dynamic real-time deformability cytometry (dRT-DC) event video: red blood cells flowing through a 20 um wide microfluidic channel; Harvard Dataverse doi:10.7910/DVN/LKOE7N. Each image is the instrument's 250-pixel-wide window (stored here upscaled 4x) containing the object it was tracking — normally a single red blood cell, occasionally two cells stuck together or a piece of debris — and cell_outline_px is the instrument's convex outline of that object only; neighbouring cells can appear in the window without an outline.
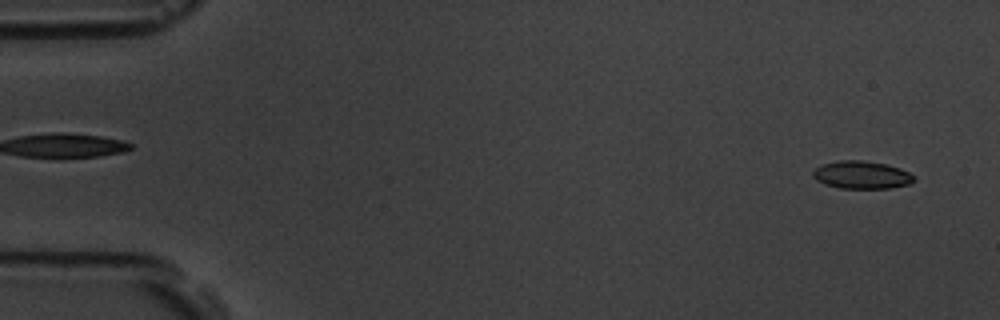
{"species": "common noctule bat (a hibernating species)", "species_latin": "Nyctalus noctula", "temperature_condition": "room temperature", "stored_images_in_passage": 3, "camera_frame_rate_fps": 3000, "um_per_image_px": 0.085, "animal": {"sex": "male", "body_mass_g": 19.5, "forearm_length_mm": 54.6}, "frame": {"image": 1, "passage_image": 3, "time_ms": 2.333, "image_size_px": [1000, 320], "cell_outline_px": [[916, 180], [908, 184], [888, 188], [840, 188], [824, 184], [816, 180], [812, 176], [812, 172], [816, 168], [824, 164], [840, 160], [864, 160], [884, 164], [900, 168], [916, 176]], "centroid_in_image_um": [73.24, 14.87], "position_along_channel_um": 11.8, "area_um2": 16.3}}